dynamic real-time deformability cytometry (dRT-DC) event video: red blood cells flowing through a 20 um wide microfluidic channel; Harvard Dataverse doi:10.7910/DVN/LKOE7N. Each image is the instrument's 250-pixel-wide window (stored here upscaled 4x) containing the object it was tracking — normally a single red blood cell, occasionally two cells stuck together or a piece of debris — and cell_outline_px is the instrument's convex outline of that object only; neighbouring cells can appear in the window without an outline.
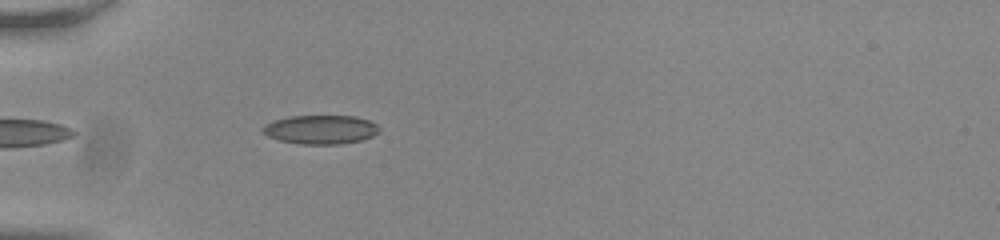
{"species": "common noctule bat (a hibernating species)", "species_latin": "Nyctalus noctula", "temperature_condition": "room temperature", "stored_images_in_passage": 7, "camera_frame_rate_fps": 3000, "um_per_image_px": 0.085, "animal": {"sex": "male", "body_mass_g": 20.0, "forearm_length_mm": 53.3}, "frame": {"image": 1, "passage_image": 3, "time_ms": 0.667, "image_size_px": [1000, 240], "cell_outline_px": [[380, 132], [372, 136], [360, 140], [340, 144], [300, 144], [280, 140], [268, 136], [260, 128], [264, 124], [272, 120], [288, 116], [356, 116], [368, 120], [376, 124], [380, 128]], "centroid_in_image_um": [27.24, 11.0], "position_along_channel_um": 57.8, "area_um2": 19.71}}
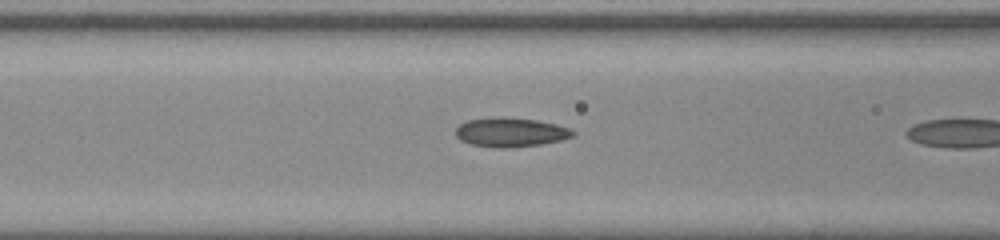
{"frame": {"image": 2, "passage_image": 6, "time_ms": 1.667, "image_size_px": [1000, 240], "cell_outline_px": [[576, 132], [572, 136], [560, 140], [540, 144], [512, 148], [500, 148], [472, 144], [460, 140], [456, 136], [456, 128], [460, 124], [468, 120], [500, 116], [504, 116], [536, 120], [556, 124], [568, 128]], "centroid_in_image_um": [43.38, 11.23], "position_along_channel_um": 123.2, "area_um2": 19.88}}